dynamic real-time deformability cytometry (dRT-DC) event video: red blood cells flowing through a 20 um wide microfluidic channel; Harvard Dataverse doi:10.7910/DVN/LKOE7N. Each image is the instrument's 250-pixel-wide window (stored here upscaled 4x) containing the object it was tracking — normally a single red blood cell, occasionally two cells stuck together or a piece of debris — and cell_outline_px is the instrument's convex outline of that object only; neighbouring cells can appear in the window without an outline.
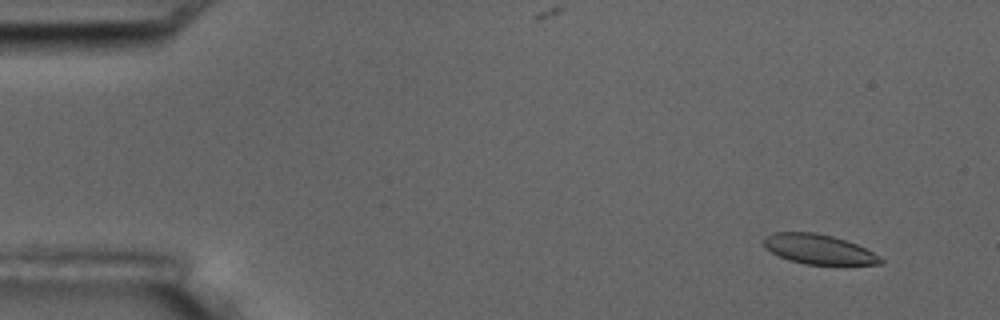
{"species": "common noctule bat (a hibernating species)", "species_latin": "Nyctalus noctula", "temperature_condition": "room temperature", "stored_images_in_passage": 12, "camera_frame_rate_fps": 3000, "um_per_image_px": 0.085, "animal": {"sex": "male", "body_mass_g": 17.5, "forearm_length_mm": 52.3}, "frame": {"image": 1, "passage_image": 2, "time_ms": 1.333, "image_size_px": [1000, 320], "cell_outline_px": [[884, 260], [880, 264], [804, 264], [788, 260], [764, 248], [764, 236], [776, 232], [816, 232], [832, 236], [856, 244], [880, 256]], "centroid_in_image_um": [69.55, 21.18], "position_along_channel_um": 15.4, "area_um2": 20.06}}
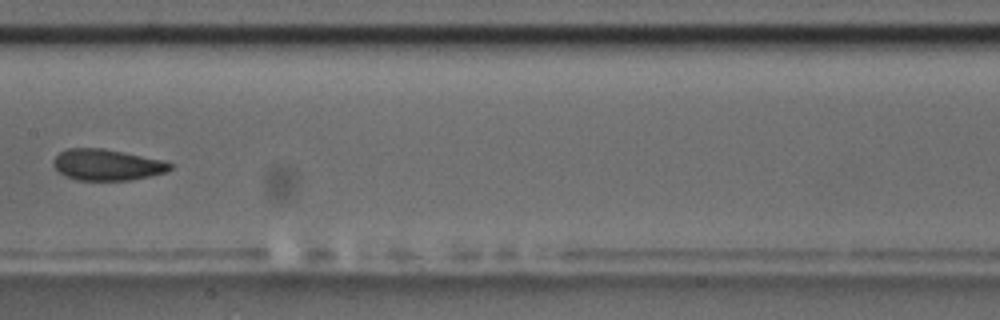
{"frame": {"image": 2, "passage_image": 9, "time_ms": 9.333, "image_size_px": [1000, 320], "cell_outline_px": [[172, 168], [164, 172], [148, 176], [128, 180], [76, 180], [64, 176], [52, 164], [52, 160], [60, 152], [68, 148], [104, 148], [164, 160], [172, 164]], "centroid_in_image_um": [9.06, 14.0], "position_along_channel_um": 198.3, "area_um2": 21.15}}
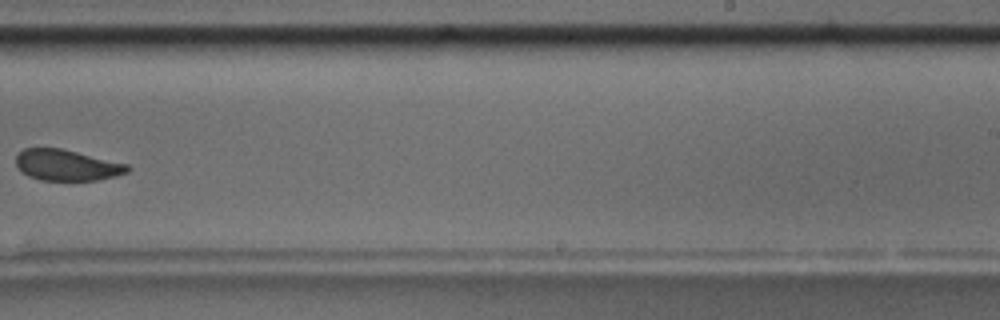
{"frame": {"image": 3, "passage_image": 11, "time_ms": 11.667, "image_size_px": [1000, 320], "cell_outline_px": [[132, 168], [128, 172], [116, 176], [96, 180], [40, 180], [28, 176], [20, 172], [16, 164], [16, 152], [24, 148], [60, 148], [128, 164]], "centroid_in_image_um": [5.65, 14.04], "position_along_channel_um": 283.4, "area_um2": 20.29}}